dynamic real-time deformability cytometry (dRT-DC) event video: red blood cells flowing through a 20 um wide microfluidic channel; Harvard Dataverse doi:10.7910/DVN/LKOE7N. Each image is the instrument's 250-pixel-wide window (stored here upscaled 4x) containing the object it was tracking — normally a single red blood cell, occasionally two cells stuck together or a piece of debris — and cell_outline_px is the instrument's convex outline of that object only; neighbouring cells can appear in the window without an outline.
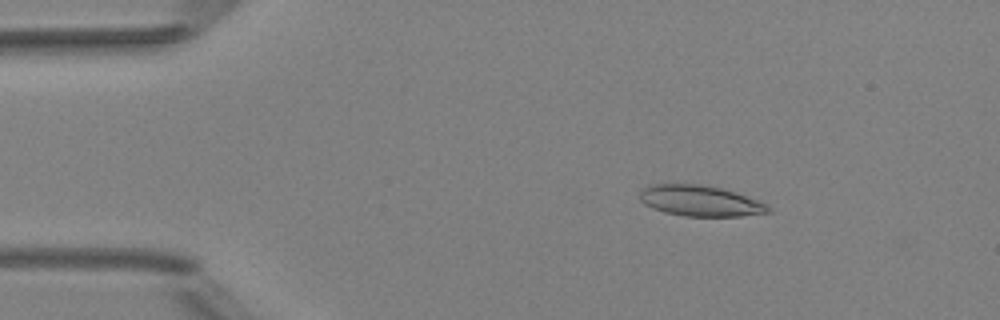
{"species": "Egyptian fruit bat (a non-hibernating species)", "species_latin": "Rousettus aegyptiacus", "temperature_condition": "room temperature", "stored_images_in_passage": 4, "camera_frame_rate_fps": 3000, "um_per_image_px": 0.085, "animal": {"sex": "female"}, "frame": {"image": 1, "passage_image": 2, "time_ms": 1.333, "image_size_px": [1000, 320], "cell_outline_px": [[772, 212], [740, 216], [684, 216], [664, 212], [652, 208], [644, 204], [640, 200], [640, 192], [648, 184], [700, 184], [720, 188], [736, 192], [760, 200], [768, 204], [772, 208]], "centroid_in_image_um": [59.55, 17.07], "position_along_channel_um": 25.4, "area_um2": 23.29}}